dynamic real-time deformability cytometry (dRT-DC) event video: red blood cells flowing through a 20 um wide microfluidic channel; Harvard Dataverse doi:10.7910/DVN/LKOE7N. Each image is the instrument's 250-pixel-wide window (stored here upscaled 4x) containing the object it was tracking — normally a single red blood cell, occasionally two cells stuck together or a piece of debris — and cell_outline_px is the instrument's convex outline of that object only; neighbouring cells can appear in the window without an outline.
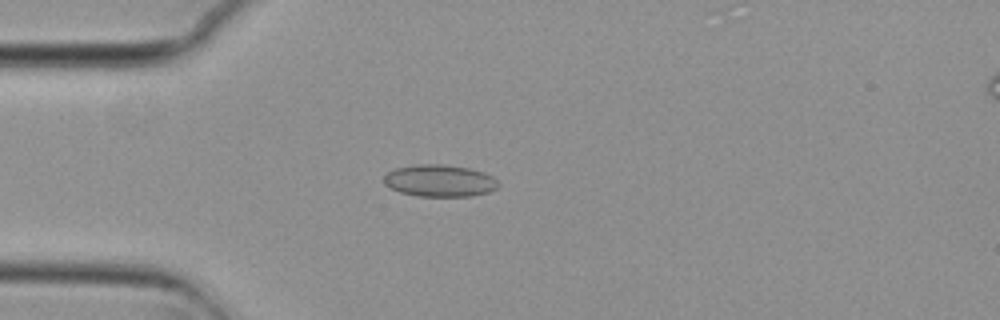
{"species": "common noctule bat (a hibernating species)", "species_latin": "Nyctalus noctula", "temperature_condition": "cold", "stored_images_in_passage": 37, "camera_frame_rate_fps": 3000, "um_per_image_px": 0.085, "animal": {"sex": "female", "body_mass_g": 29.2, "forearm_length_mm": 56.3}, "frame": {"image": 1, "passage_image": 2, "time_ms": 0.333, "image_size_px": [1000, 320], "cell_outline_px": [[500, 184], [496, 188], [488, 192], [472, 196], [420, 196], [400, 192], [384, 184], [384, 176], [388, 172], [396, 168], [416, 164], [444, 164], [468, 168], [484, 172], [492, 176]], "centroid_in_image_um": [37.38, 15.35], "position_along_channel_um": 47.6, "area_um2": 21.27}}
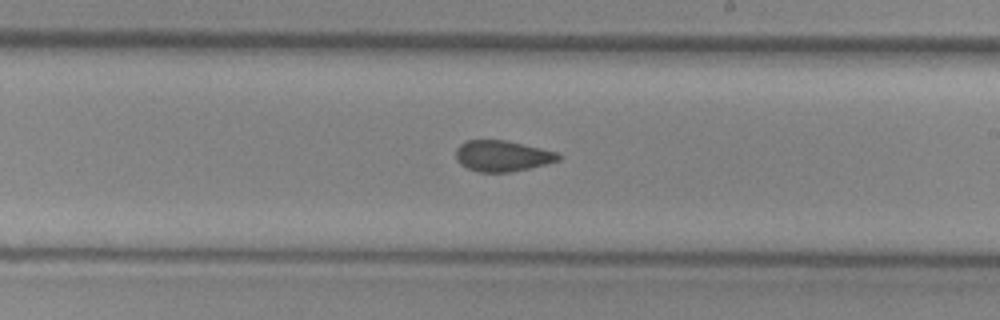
{"frame": {"image": 2, "passage_image": 19, "time_ms": 6.0, "image_size_px": [1000, 320], "cell_outline_px": [[560, 160], [532, 168], [508, 172], [480, 172], [468, 168], [460, 164], [456, 160], [456, 148], [460, 144], [468, 140], [504, 140], [540, 148], [556, 152], [560, 156]], "centroid_in_image_um": [42.68, 13.26], "position_along_channel_um": 246.3, "area_um2": 18.38}}
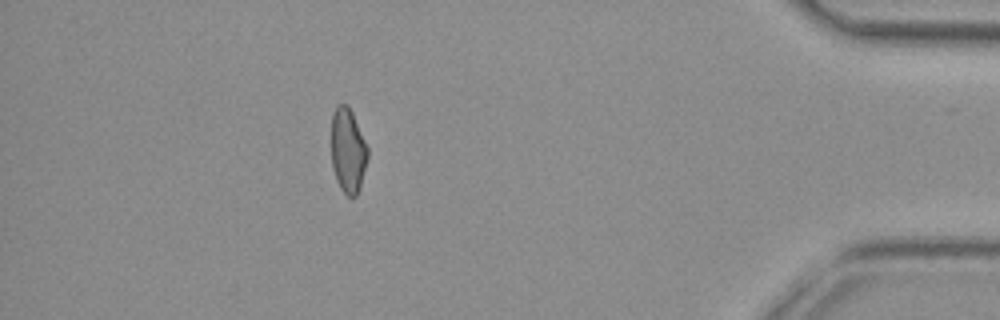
{"frame": {"image": 3, "passage_image": 36, "time_ms": 11.667, "image_size_px": [1000, 320], "cell_outline_px": [[368, 156], [360, 188], [356, 196], [348, 196], [340, 188], [336, 180], [332, 168], [332, 112], [336, 104], [348, 104], [352, 112], [368, 148]], "centroid_in_image_um": [29.56, 12.78], "position_along_channel_um": 405.6, "area_um2": 17.98}}